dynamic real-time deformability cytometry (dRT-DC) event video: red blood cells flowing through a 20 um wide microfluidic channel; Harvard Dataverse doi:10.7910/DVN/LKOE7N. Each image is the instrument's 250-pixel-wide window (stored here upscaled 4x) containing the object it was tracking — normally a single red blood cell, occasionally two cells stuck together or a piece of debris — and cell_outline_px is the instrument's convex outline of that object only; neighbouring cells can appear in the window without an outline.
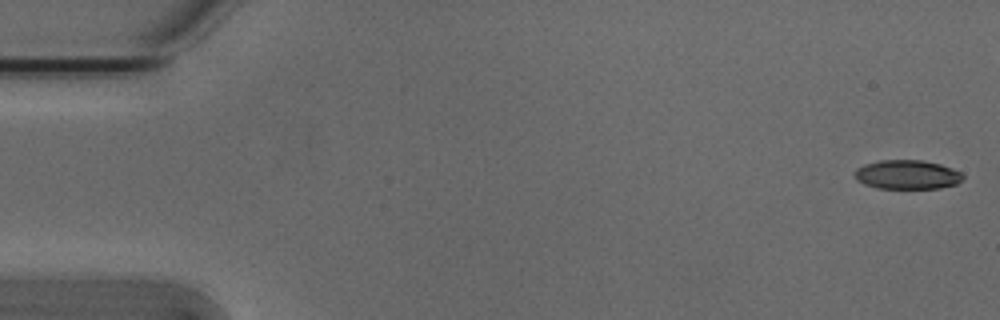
{"species": "Egyptian fruit bat (a non-hibernating species)", "species_latin": "Rousettus aegyptiacus", "temperature_condition": "cold", "stored_images_in_passage": 7, "camera_frame_rate_fps": 3000, "um_per_image_px": 0.085, "animal": {"sex": "male"}, "frame": {"image": 1, "passage_image": 1, "time_ms": 0.0, "image_size_px": [1000, 320], "cell_outline_px": [[964, 180], [956, 184], [940, 188], [876, 188], [864, 184], [856, 180], [852, 172], [856, 168], [864, 164], [880, 160], [924, 160], [940, 164], [952, 168], [960, 172], [964, 176]], "centroid_in_image_um": [77.09, 14.84], "position_along_channel_um": 7.9, "area_um2": 18.61}}